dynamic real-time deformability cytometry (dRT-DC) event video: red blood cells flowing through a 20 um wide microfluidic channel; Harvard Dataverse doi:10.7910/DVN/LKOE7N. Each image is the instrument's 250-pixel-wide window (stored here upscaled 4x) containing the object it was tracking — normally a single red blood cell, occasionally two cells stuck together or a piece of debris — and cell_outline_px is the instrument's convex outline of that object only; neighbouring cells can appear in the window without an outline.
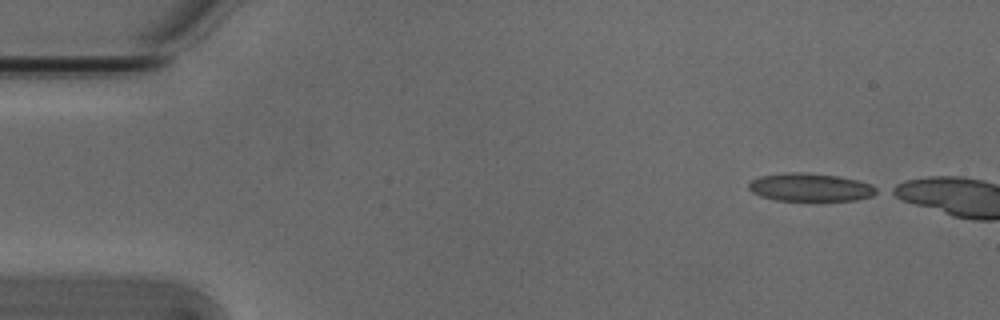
{"species": "Egyptian fruit bat (a non-hibernating species)", "species_latin": "Rousettus aegyptiacus", "temperature_condition": "cold", "stored_images_in_passage": 5, "camera_frame_rate_fps": 3000, "um_per_image_px": 0.085, "animal": {"sex": "male"}, "frame": {"image": 1, "passage_image": 1, "time_ms": 0.0, "image_size_px": [1000, 320], "cell_outline_px": [[880, 192], [872, 196], [856, 200], [776, 200], [760, 196], [752, 192], [748, 188], [748, 184], [752, 180], [760, 176], [788, 172], [804, 172], [840, 176], [872, 184], [880, 188]], "centroid_in_image_um": [68.92, 15.91], "position_along_channel_um": 16.1, "area_um2": 21.04}}